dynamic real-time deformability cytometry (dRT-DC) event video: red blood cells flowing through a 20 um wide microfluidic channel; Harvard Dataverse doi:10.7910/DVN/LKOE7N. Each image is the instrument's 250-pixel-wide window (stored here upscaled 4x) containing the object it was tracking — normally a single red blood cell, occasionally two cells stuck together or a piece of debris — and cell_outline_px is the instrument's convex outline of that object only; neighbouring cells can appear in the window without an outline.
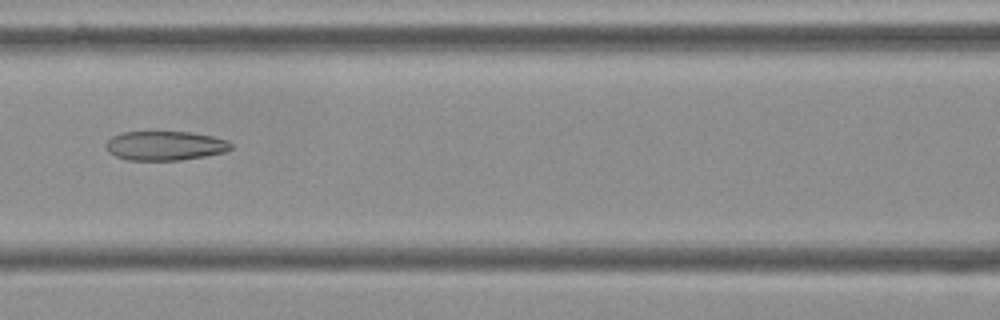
{"species": "Egyptian fruit bat (a non-hibernating species)", "species_latin": "Rousettus aegyptiacus", "temperature_condition": "cold", "stored_images_in_passage": 9, "camera_frame_rate_fps": 3000, "um_per_image_px": 0.085, "frame": {"image": 1, "passage_image": 7, "time_ms": 2.0, "image_size_px": [1000, 320], "cell_outline_px": [[232, 148], [224, 152], [204, 156], [180, 160], [128, 160], [116, 156], [108, 152], [104, 144], [112, 136], [120, 132], [192, 132], [212, 136], [228, 140], [232, 144]], "centroid_in_image_um": [14.01, 12.38], "position_along_channel_um": 152.6, "area_um2": 21.39}}
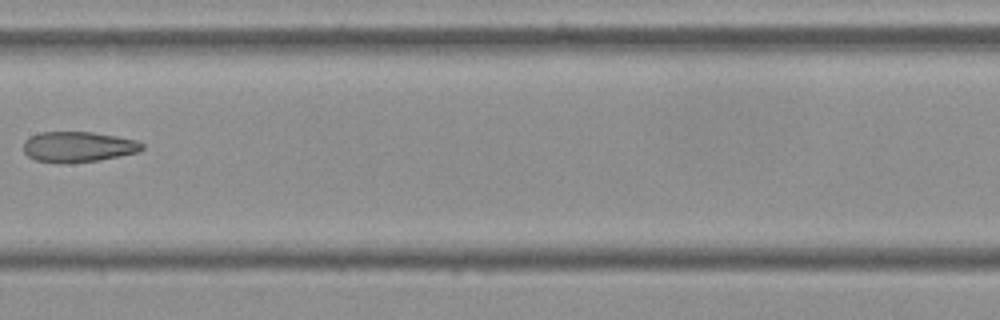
{"frame": {"image": 2, "passage_image": 8, "time_ms": 2.333, "image_size_px": [1000, 320], "cell_outline_px": [[144, 148], [140, 152], [100, 160], [64, 164], [60, 164], [36, 160], [28, 156], [24, 152], [24, 140], [28, 136], [40, 132], [92, 132], [116, 136], [136, 140], [144, 144]], "centroid_in_image_um": [6.64, 12.49], "position_along_channel_um": 200.8, "area_um2": 21.39}}
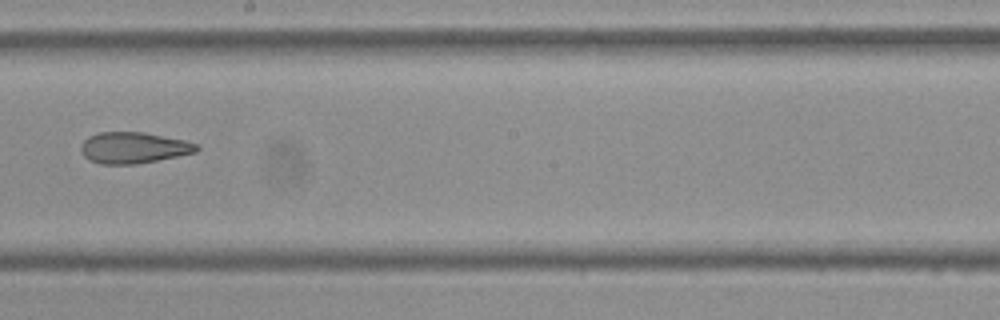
{"frame": {"image": 3, "passage_image": 9, "time_ms": 2.667, "image_size_px": [1000, 320], "cell_outline_px": [[200, 148], [196, 152], [136, 164], [100, 164], [88, 160], [80, 152], [80, 144], [88, 136], [100, 132], [144, 132], [184, 140], [200, 144]], "centroid_in_image_um": [11.32, 12.55], "position_along_channel_um": 236.9, "area_um2": 21.15}}